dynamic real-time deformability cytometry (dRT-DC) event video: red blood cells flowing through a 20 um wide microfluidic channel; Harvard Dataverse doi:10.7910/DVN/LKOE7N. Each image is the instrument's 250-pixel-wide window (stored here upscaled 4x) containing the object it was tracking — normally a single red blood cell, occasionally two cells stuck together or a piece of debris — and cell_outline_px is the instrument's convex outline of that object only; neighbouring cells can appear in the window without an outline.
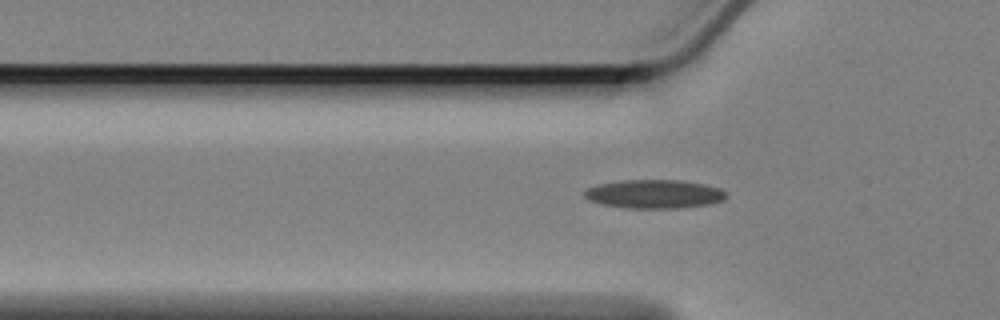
{"species": "Egyptian fruit bat (a non-hibernating species)", "species_latin": "Rousettus aegyptiacus", "temperature_condition": "cold", "stored_images_in_passage": 39, "camera_frame_rate_fps": 3000, "um_per_image_px": 0.085, "animal": {"sex": "female"}, "frame": {"image": 1, "passage_image": 6, "time_ms": 1.667, "image_size_px": [1000, 320], "cell_outline_px": [[728, 196], [724, 200], [712, 204], [676, 208], [624, 208], [604, 204], [588, 200], [584, 196], [584, 192], [588, 188], [600, 184], [624, 180], [676, 180], [704, 184], [720, 188], [728, 192]], "centroid_in_image_um": [55.67, 16.5], "position_along_channel_um": 70.1, "area_um2": 23.7}}
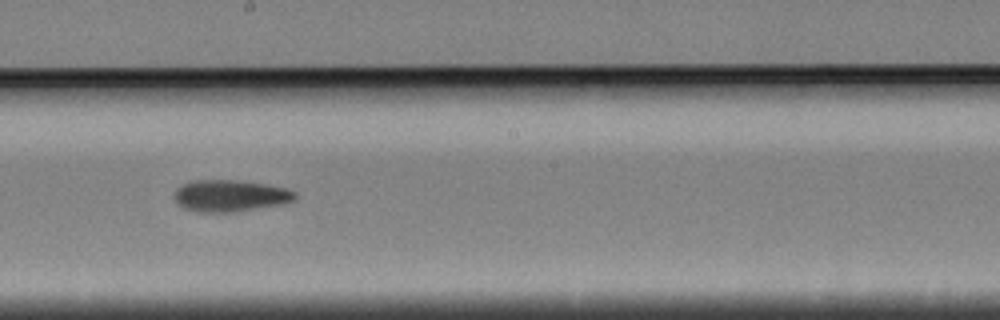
{"frame": {"image": 2, "passage_image": 20, "time_ms": 6.333, "image_size_px": [1000, 320], "cell_outline_px": [[296, 200], [284, 204], [232, 212], [200, 212], [184, 208], [176, 200], [176, 188], [180, 184], [188, 180], [232, 180], [268, 184], [288, 188], [296, 192]], "centroid_in_image_um": [19.6, 16.62], "position_along_channel_um": 228.6, "area_um2": 22.43}}
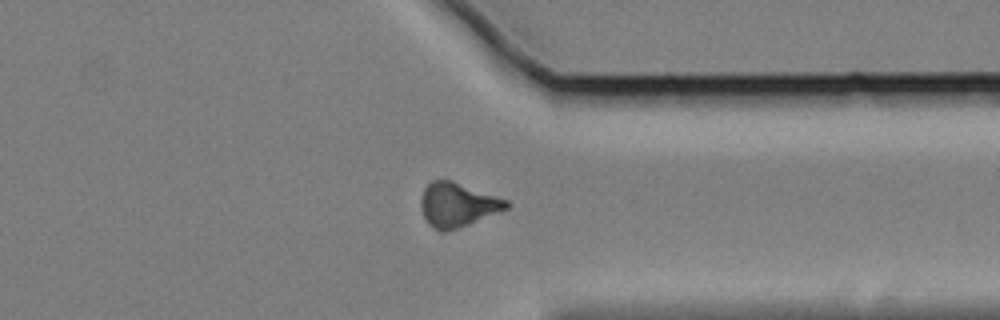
{"frame": {"image": 3, "passage_image": 33, "time_ms": 10.667, "image_size_px": [1000, 320], "cell_outline_px": [[512, 204], [508, 208], [448, 232], [440, 232], [432, 228], [428, 224], [420, 208], [420, 200], [424, 188], [432, 180], [452, 180], [508, 200]], "centroid_in_image_um": [38.86, 17.41], "position_along_channel_um": 372.5, "area_um2": 22.08}}